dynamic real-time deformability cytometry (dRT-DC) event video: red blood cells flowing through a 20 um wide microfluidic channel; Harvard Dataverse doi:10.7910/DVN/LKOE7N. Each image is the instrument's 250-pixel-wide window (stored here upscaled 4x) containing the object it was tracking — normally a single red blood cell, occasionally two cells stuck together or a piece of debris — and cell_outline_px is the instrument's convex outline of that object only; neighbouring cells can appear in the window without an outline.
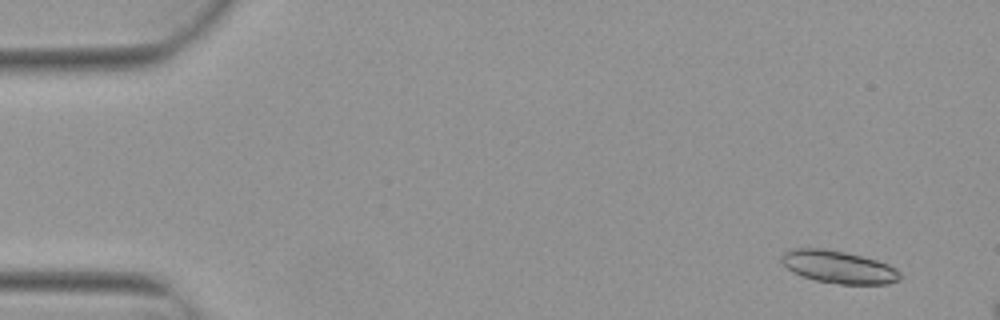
{"species": "Egyptian fruit bat (a non-hibernating species)", "species_latin": "Rousettus aegyptiacus", "temperature_condition": "warm", "stored_images_in_passage": 4, "camera_frame_rate_fps": 3000, "um_per_image_px": 0.085, "animal": {"sex": "female"}, "frame": {"image": 1, "passage_image": 1, "time_ms": 0.0, "image_size_px": [1000, 320], "cell_outline_px": [[900, 280], [888, 284], [840, 284], [816, 280], [792, 272], [780, 260], [780, 256], [784, 252], [792, 248], [820, 248], [844, 252], [876, 260], [888, 264], [896, 268], [900, 272]], "centroid_in_image_um": [71.27, 22.69], "position_along_channel_um": 13.7, "area_um2": 22.37}}